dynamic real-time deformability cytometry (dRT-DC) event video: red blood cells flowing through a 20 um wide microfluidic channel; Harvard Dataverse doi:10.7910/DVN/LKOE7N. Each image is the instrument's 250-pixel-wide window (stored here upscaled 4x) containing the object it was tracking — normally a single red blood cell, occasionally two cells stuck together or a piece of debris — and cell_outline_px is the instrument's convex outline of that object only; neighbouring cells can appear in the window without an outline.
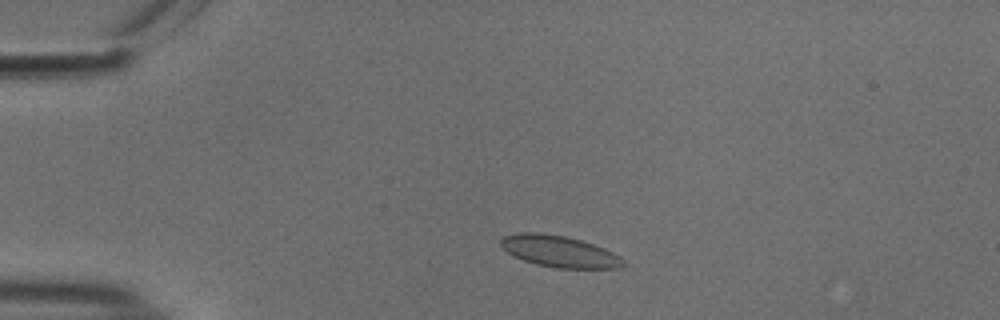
{"species": "common noctule bat (a hibernating species)", "species_latin": "Nyctalus noctula", "temperature_condition": "cold", "stored_images_in_passage": 49, "camera_frame_rate_fps": 3000, "um_per_image_px": 0.085, "animal": {"sex": "male", "body_mass_g": 18.8}, "frame": {"image": 1, "passage_image": 7, "time_ms": 2.0, "image_size_px": [1000, 320], "cell_outline_px": [[624, 264], [620, 268], [556, 268], [536, 264], [512, 256], [500, 244], [500, 240], [504, 236], [520, 232], [536, 232], [564, 236], [580, 240], [604, 248], [620, 256], [624, 260]], "centroid_in_image_um": [47.53, 21.37], "position_along_channel_um": 37.5, "area_um2": 22.31}}
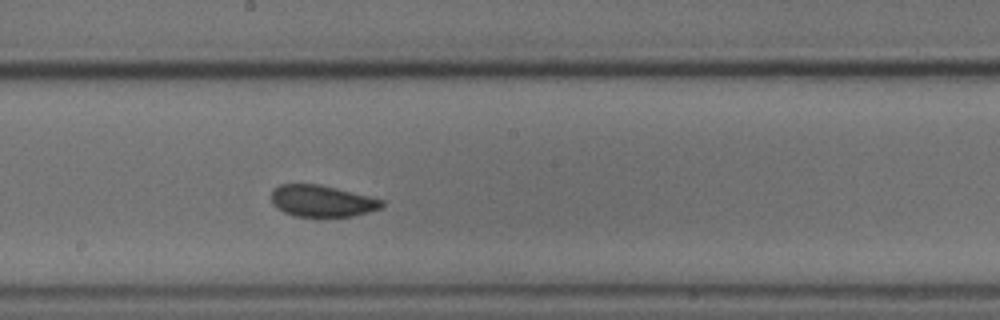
{"frame": {"image": 2, "passage_image": 25, "time_ms": 8.0, "image_size_px": [1000, 320], "cell_outline_px": [[384, 204], [380, 208], [368, 212], [352, 216], [296, 216], [284, 212], [276, 208], [272, 204], [272, 188], [280, 184], [320, 184], [384, 200]], "centroid_in_image_um": [27.33, 17.07], "position_along_channel_um": 220.9, "area_um2": 20.23}}
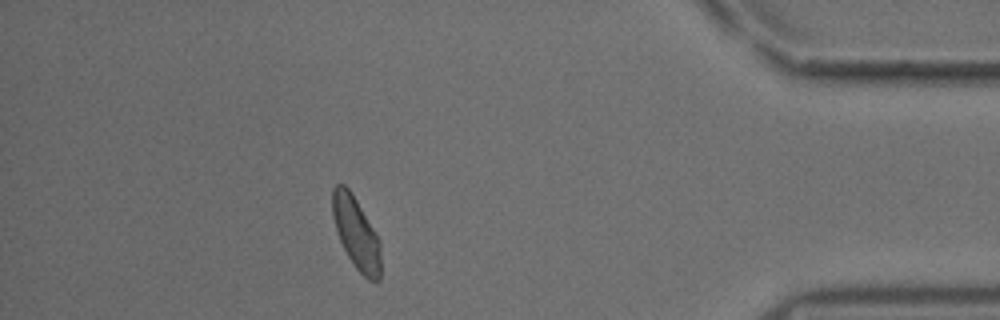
{"frame": {"image": 3, "passage_image": 43, "time_ms": 14.0, "image_size_px": [1000, 320], "cell_outline_px": [[380, 280], [376, 284], [368, 280], [356, 268], [348, 256], [340, 240], [332, 216], [332, 188], [336, 184], [344, 184], [352, 192], [380, 240]], "centroid_in_image_um": [30.28, 19.82], "position_along_channel_um": 404.9, "area_um2": 20.29}, "authors_computed_cell_mechanics": {"area_um2": 20.8658, "velocity_mm_per_s": 3.7357, "shape_relaxation_time_tau1_ms": 6.0725, "shape_relaxation_time_tau2_ms": 1.1103, "deformation_change_tau1": 0.0591, "deformation_change_tau2": 0.0376}}